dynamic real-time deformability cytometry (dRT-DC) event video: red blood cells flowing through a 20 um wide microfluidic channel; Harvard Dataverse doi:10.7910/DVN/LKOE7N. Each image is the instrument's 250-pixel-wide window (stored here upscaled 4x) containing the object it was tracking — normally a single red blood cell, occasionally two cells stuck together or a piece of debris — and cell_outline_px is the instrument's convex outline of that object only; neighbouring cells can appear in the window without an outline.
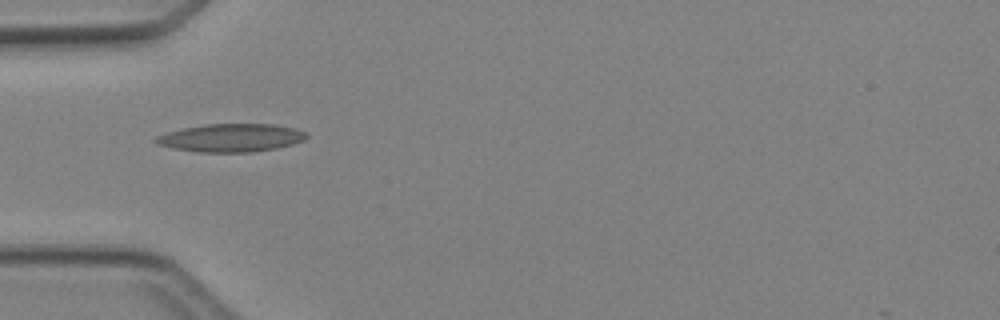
{"species": "Egyptian fruit bat (a non-hibernating species)", "species_latin": "Rousettus aegyptiacus", "temperature_condition": "cold", "stored_images_in_passage": 5, "camera_frame_rate_fps": 3000, "um_per_image_px": 0.085, "animal": {"sex": "female"}, "frame": {"image": 1, "passage_image": 4, "time_ms": 3.667, "image_size_px": [1000, 320], "cell_outline_px": [[308, 136], [304, 140], [292, 144], [276, 148], [252, 152], [196, 152], [172, 148], [156, 144], [152, 140], [156, 136], [168, 132], [184, 128], [204, 124], [276, 124], [296, 128], [308, 132]], "centroid_in_image_um": [19.65, 11.71], "position_along_channel_um": 65.4, "area_um2": 24.85}}
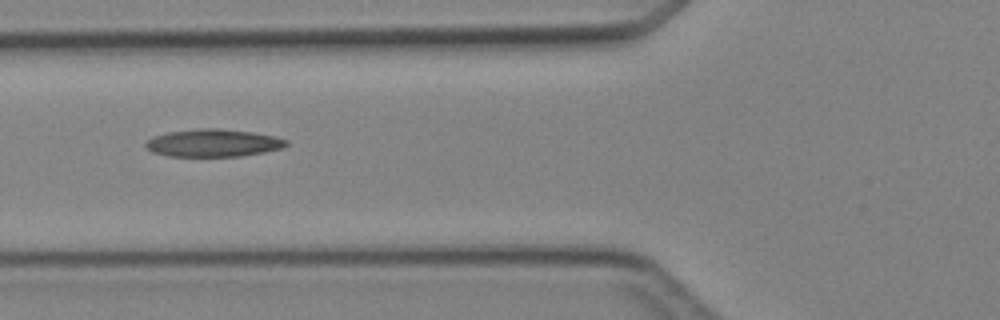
{"frame": {"image": 2, "passage_image": 5, "time_ms": 4.667, "image_size_px": [1000, 320], "cell_outline_px": [[288, 144], [284, 148], [264, 152], [240, 156], [168, 156], [152, 152], [144, 144], [152, 136], [168, 132], [200, 128], [220, 128], [252, 132], [272, 136], [288, 140]], "centroid_in_image_um": [18.12, 12.15], "position_along_channel_um": 107.7, "area_um2": 22.6}}